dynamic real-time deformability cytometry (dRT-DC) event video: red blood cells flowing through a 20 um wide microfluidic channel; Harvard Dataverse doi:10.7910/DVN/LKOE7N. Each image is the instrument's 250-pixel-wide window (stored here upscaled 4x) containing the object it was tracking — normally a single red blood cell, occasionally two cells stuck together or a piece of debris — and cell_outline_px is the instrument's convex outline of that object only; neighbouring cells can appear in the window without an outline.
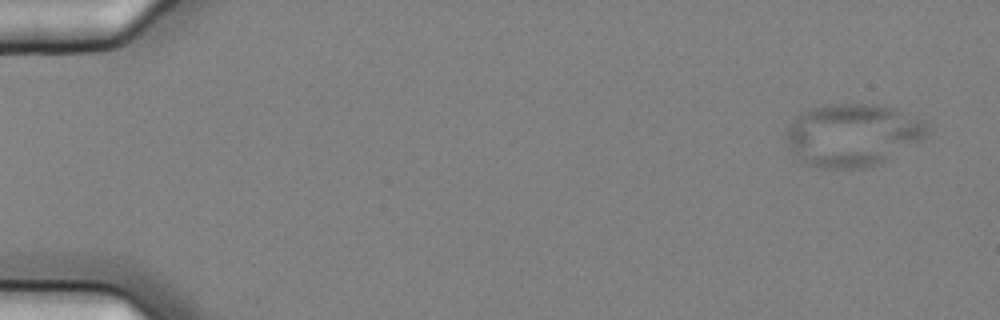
{"species": "common noctule bat (a hibernating species)", "species_latin": "Nyctalus noctula", "temperature_condition": "cold", "stored_images_in_passage": 7, "camera_frame_rate_fps": 3000, "um_per_image_px": 0.085, "animal": {"sex": "female", "body_mass_g": 25.1}, "frame": {"image": 1, "passage_image": 1, "time_ms": 0.0, "image_size_px": [1000, 320], "cell_outline_px": [[932, 132], [920, 140], [884, 160], [876, 164], [864, 168], [820, 168], [808, 164], [788, 148], [784, 140], [784, 132], [788, 124], [800, 112], [812, 108], [828, 104], [872, 104], [892, 108], [924, 120], [928, 124]], "centroid_in_image_um": [72.42, 11.45], "position_along_channel_um": 12.6, "area_um2": 51.38}}